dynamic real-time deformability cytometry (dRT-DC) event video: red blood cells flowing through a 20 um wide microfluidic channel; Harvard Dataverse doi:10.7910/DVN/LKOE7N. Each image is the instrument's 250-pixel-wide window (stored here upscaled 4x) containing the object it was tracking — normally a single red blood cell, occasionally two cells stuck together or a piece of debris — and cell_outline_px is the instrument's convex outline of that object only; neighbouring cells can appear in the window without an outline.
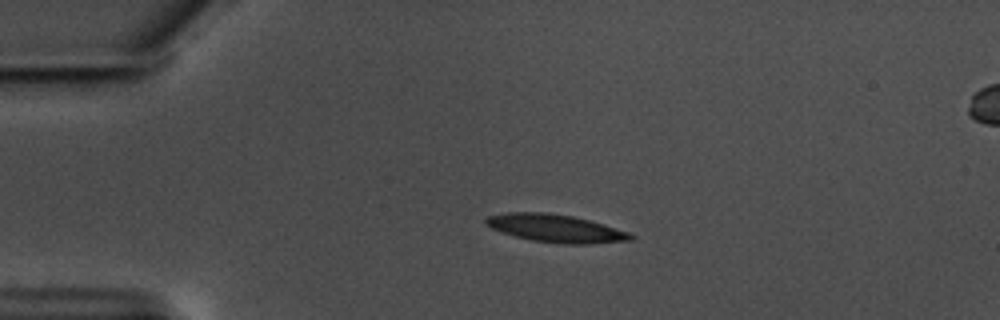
{"species": "common noctule bat (a hibernating species)", "species_latin": "Nyctalus noctula", "temperature_condition": "warm", "stored_images_in_passage": 3, "camera_frame_rate_fps": 3000, "um_per_image_px": 0.085, "animal": {"sex": "male", "body_mass_g": 17.5, "forearm_length_mm": 52.3}, "frame": {"image": 1, "passage_image": 1, "time_ms": 0.0, "image_size_px": [1000, 320], "cell_outline_px": [[636, 236], [632, 240], [588, 244], [564, 244], [532, 240], [516, 236], [492, 228], [484, 224], [484, 220], [488, 216], [508, 212], [544, 212], [572, 216], [588, 220], [628, 232]], "centroid_in_image_um": [47.22, 19.41], "position_along_channel_um": 37.8, "area_um2": 23.18}}